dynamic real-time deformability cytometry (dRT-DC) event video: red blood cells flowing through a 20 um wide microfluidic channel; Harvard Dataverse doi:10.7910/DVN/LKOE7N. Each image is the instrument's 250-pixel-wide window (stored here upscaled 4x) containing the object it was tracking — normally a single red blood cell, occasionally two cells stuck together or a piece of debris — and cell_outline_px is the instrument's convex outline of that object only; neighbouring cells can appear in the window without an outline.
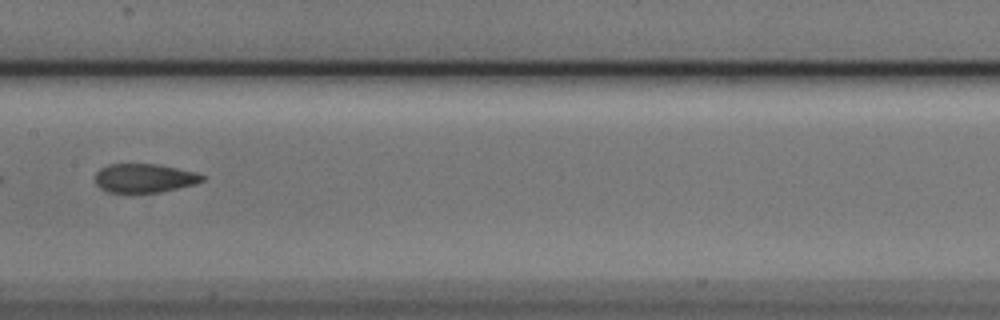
{"species": "Egyptian fruit bat (a non-hibernating species)", "species_latin": "Rousettus aegyptiacus", "temperature_condition": "cold", "stored_images_in_passage": 7, "camera_frame_rate_fps": 3000, "um_per_image_px": 0.085, "animal": {"sex": "male"}, "frame": {"image": 1, "passage_image": 6, "time_ms": 1.667, "image_size_px": [1000, 320], "cell_outline_px": [[204, 180], [192, 184], [160, 192], [108, 192], [100, 188], [96, 184], [96, 172], [100, 168], [108, 164], [160, 164], [196, 172], [204, 176]], "centroid_in_image_um": [12.24, 15.12], "position_along_channel_um": 195.2, "area_um2": 17.86}}
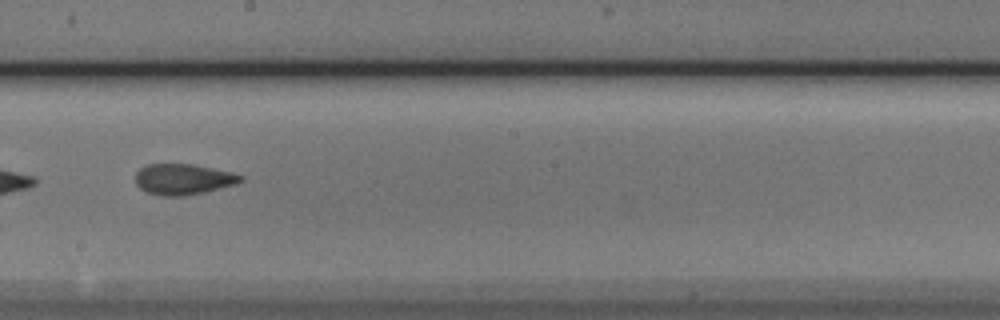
{"frame": {"image": 2, "passage_image": 7, "time_ms": 2.0, "image_size_px": [1000, 320], "cell_outline_px": [[244, 180], [236, 184], [204, 192], [184, 196], [164, 196], [148, 192], [140, 188], [136, 184], [136, 172], [140, 168], [148, 164], [192, 164], [232, 172], [244, 176]], "centroid_in_image_um": [15.59, 15.23], "position_along_channel_um": 232.6, "area_um2": 18.84}}